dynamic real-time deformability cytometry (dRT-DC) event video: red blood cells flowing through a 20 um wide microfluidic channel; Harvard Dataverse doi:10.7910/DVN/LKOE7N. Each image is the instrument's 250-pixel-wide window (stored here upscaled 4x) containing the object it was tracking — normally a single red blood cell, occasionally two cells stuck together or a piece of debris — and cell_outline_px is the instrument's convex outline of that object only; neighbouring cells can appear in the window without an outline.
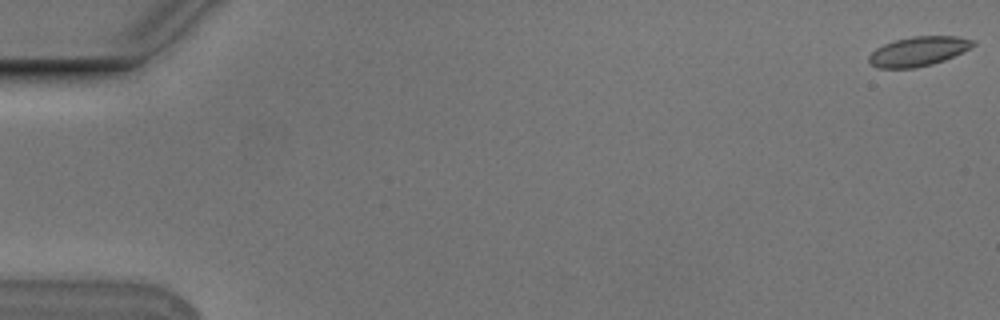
{"species": "Egyptian fruit bat (a non-hibernating species)", "species_latin": "Rousettus aegyptiacus", "temperature_condition": "cold", "stored_images_in_passage": 20, "camera_frame_rate_fps": 3000, "um_per_image_px": 0.085, "animal": {"sex": "male"}, "frame": {"image": 1, "passage_image": 1, "time_ms": 0.0, "image_size_px": [1000, 320], "cell_outline_px": [[976, 44], [944, 60], [932, 64], [916, 68], [876, 68], [868, 60], [868, 56], [876, 48], [884, 44], [896, 40], [912, 36], [956, 36], [976, 40]], "centroid_in_image_um": [78.04, 4.36], "position_along_channel_um": 7.0, "area_um2": 17.74}}
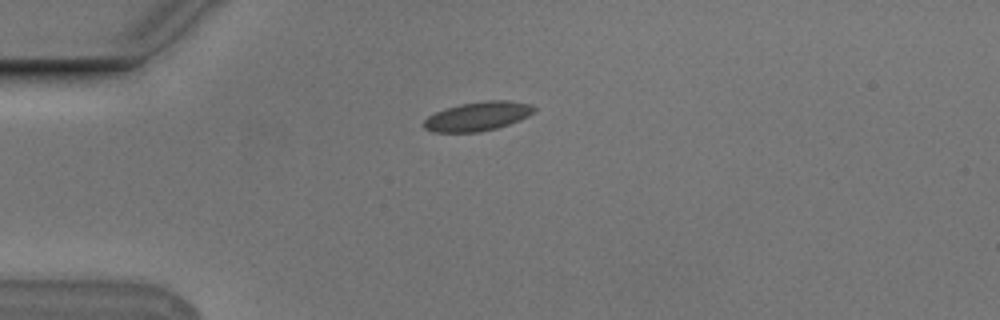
{"frame": {"image": 2, "passage_image": 15, "time_ms": 4.667, "image_size_px": [1000, 320], "cell_outline_px": [[536, 108], [528, 116], [520, 120], [496, 128], [480, 132], [432, 132], [424, 128], [424, 120], [428, 116], [436, 112], [460, 104], [488, 100], [508, 100], [528, 104]], "centroid_in_image_um": [40.59, 9.89], "position_along_channel_um": 44.4, "area_um2": 18.44}}